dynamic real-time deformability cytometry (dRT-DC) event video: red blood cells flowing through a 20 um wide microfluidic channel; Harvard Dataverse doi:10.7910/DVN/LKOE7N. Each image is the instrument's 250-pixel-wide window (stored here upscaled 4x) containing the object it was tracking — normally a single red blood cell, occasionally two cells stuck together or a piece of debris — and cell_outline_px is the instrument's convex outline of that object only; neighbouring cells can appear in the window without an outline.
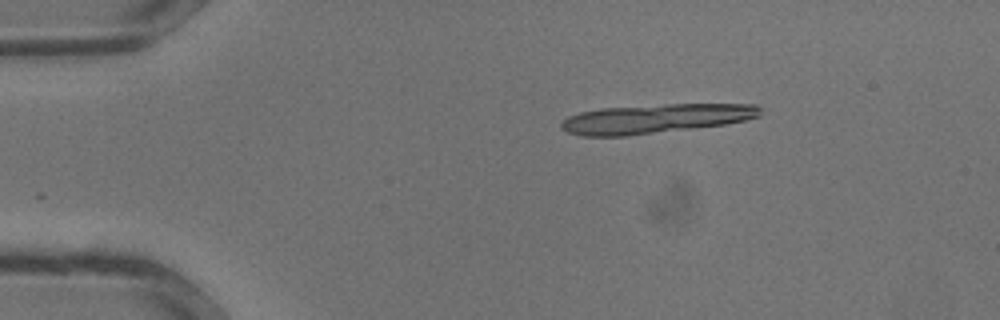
{"species": "common noctule bat (a hibernating species)", "species_latin": "Nyctalus noctula", "temperature_condition": "warm", "stored_images_in_passage": 7, "camera_frame_rate_fps": 3000, "um_per_image_px": 0.085, "animal": {"sex": "male", "body_mass_g": 13.3}, "frame": {"image": 1, "passage_image": 1, "time_ms": 0.0, "image_size_px": [1000, 320], "cell_outline_px": [[764, 108], [760, 116], [744, 120], [724, 124], [628, 136], [580, 136], [568, 132], [560, 128], [560, 124], [568, 116], [580, 112], [600, 108], [668, 104], [756, 104]], "centroid_in_image_um": [55.72, 10.08], "position_along_channel_um": 29.3, "area_um2": 33.93}}